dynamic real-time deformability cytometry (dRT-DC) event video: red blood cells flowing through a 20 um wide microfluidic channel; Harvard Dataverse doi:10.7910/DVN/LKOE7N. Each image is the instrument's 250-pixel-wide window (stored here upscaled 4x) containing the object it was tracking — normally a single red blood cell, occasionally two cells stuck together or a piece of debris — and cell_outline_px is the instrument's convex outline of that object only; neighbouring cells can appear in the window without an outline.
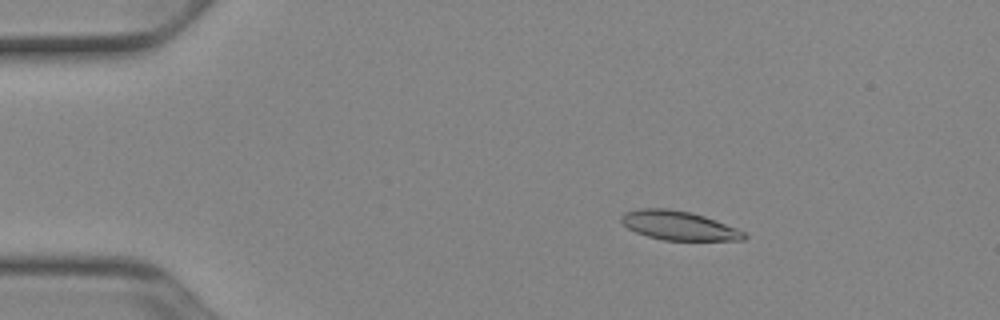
{"species": "Egyptian fruit bat (a non-hibernating species)", "species_latin": "Rousettus aegyptiacus", "temperature_condition": "cold", "stored_images_in_passage": 52, "camera_frame_rate_fps": 3000, "um_per_image_px": 0.085, "animal": {"sex": "female"}, "frame": {"image": 1, "passage_image": 9, "time_ms": 2.667, "image_size_px": [1000, 320], "cell_outline_px": [[748, 236], [744, 240], [664, 240], [648, 236], [636, 232], [628, 228], [620, 220], [620, 216], [624, 212], [640, 208], [668, 208], [692, 212], [704, 216], [736, 228], [744, 232]], "centroid_in_image_um": [57.67, 19.16], "position_along_channel_um": 27.3, "area_um2": 20.75}}
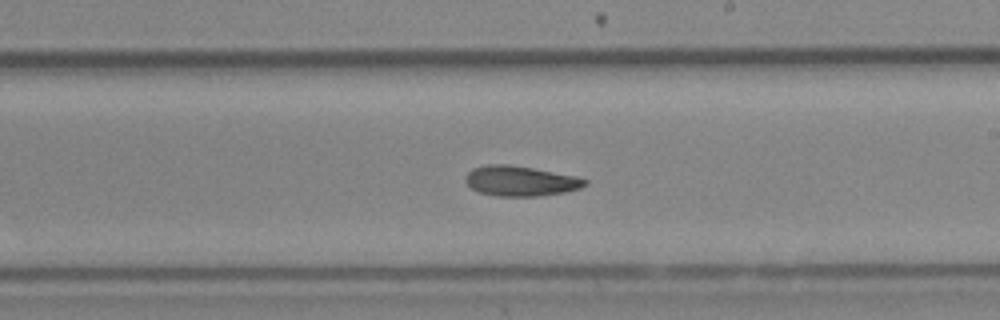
{"frame": {"image": 2, "passage_image": 31, "time_ms": 10.0, "image_size_px": [1000, 320], "cell_outline_px": [[588, 184], [580, 188], [564, 192], [536, 196], [496, 196], [480, 192], [472, 188], [464, 180], [464, 176], [472, 168], [488, 164], [508, 164], [532, 168], [576, 176], [588, 180]], "centroid_in_image_um": [44.22, 15.38], "position_along_channel_um": 244.8, "area_um2": 20.92}}
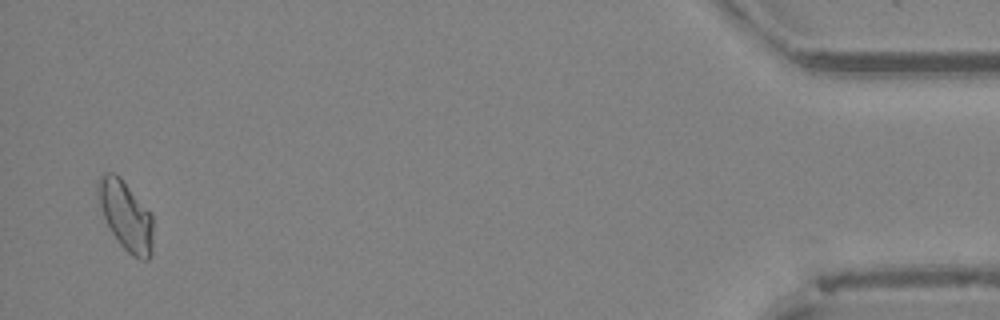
{"frame": {"image": 3, "passage_image": 51, "time_ms": 16.667, "image_size_px": [1000, 320], "cell_outline_px": [[152, 252], [148, 260], [140, 260], [132, 256], [120, 244], [112, 232], [104, 216], [96, 192], [96, 184], [100, 176], [104, 172], [116, 172], [120, 176], [152, 212]], "centroid_in_image_um": [10.7, 18.29], "position_along_channel_um": 424.5, "area_um2": 22.48}}